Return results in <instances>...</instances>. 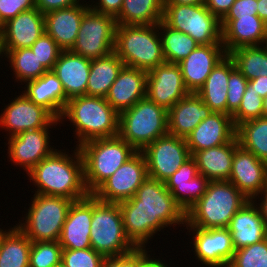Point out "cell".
Segmentation results:
<instances>
[{"mask_svg":"<svg viewBox=\"0 0 267 267\" xmlns=\"http://www.w3.org/2000/svg\"><path fill=\"white\" fill-rule=\"evenodd\" d=\"M118 204L125 235L136 248H146L149 240L166 227L186 225V213L176 203L165 182L149 177L134 197Z\"/></svg>","mask_w":267,"mask_h":267,"instance_id":"obj_1","label":"cell"},{"mask_svg":"<svg viewBox=\"0 0 267 267\" xmlns=\"http://www.w3.org/2000/svg\"><path fill=\"white\" fill-rule=\"evenodd\" d=\"M65 151V152H64ZM56 149L28 173L29 182L37 188L34 194L65 197L77 201L87 197L83 160L78 147L73 153Z\"/></svg>","mask_w":267,"mask_h":267,"instance_id":"obj_2","label":"cell"},{"mask_svg":"<svg viewBox=\"0 0 267 267\" xmlns=\"http://www.w3.org/2000/svg\"><path fill=\"white\" fill-rule=\"evenodd\" d=\"M66 119L75 127L76 147L119 132V113L103 97L82 95L68 99L59 121L63 124Z\"/></svg>","mask_w":267,"mask_h":267,"instance_id":"obj_3","label":"cell"},{"mask_svg":"<svg viewBox=\"0 0 267 267\" xmlns=\"http://www.w3.org/2000/svg\"><path fill=\"white\" fill-rule=\"evenodd\" d=\"M249 199L229 181H209L205 194L187 211L186 227L227 228Z\"/></svg>","mask_w":267,"mask_h":267,"instance_id":"obj_4","label":"cell"},{"mask_svg":"<svg viewBox=\"0 0 267 267\" xmlns=\"http://www.w3.org/2000/svg\"><path fill=\"white\" fill-rule=\"evenodd\" d=\"M114 52L125 66L147 72L166 62L158 24L117 25Z\"/></svg>","mask_w":267,"mask_h":267,"instance_id":"obj_5","label":"cell"},{"mask_svg":"<svg viewBox=\"0 0 267 267\" xmlns=\"http://www.w3.org/2000/svg\"><path fill=\"white\" fill-rule=\"evenodd\" d=\"M87 191L92 194L137 151L119 135L94 139L78 147Z\"/></svg>","mask_w":267,"mask_h":267,"instance_id":"obj_6","label":"cell"},{"mask_svg":"<svg viewBox=\"0 0 267 267\" xmlns=\"http://www.w3.org/2000/svg\"><path fill=\"white\" fill-rule=\"evenodd\" d=\"M168 133V110L147 96L119 113L118 135L136 151H142Z\"/></svg>","mask_w":267,"mask_h":267,"instance_id":"obj_7","label":"cell"},{"mask_svg":"<svg viewBox=\"0 0 267 267\" xmlns=\"http://www.w3.org/2000/svg\"><path fill=\"white\" fill-rule=\"evenodd\" d=\"M91 248L104 257L131 253L136 247L126 237L118 203L104 202L92 194Z\"/></svg>","mask_w":267,"mask_h":267,"instance_id":"obj_8","label":"cell"},{"mask_svg":"<svg viewBox=\"0 0 267 267\" xmlns=\"http://www.w3.org/2000/svg\"><path fill=\"white\" fill-rule=\"evenodd\" d=\"M17 227L32 241H58L73 202L65 197L34 194ZM25 220V221H24ZM23 222V223H22Z\"/></svg>","mask_w":267,"mask_h":267,"instance_id":"obj_9","label":"cell"},{"mask_svg":"<svg viewBox=\"0 0 267 267\" xmlns=\"http://www.w3.org/2000/svg\"><path fill=\"white\" fill-rule=\"evenodd\" d=\"M163 21L191 36L198 45H223L221 21L204 4H164Z\"/></svg>","mask_w":267,"mask_h":267,"instance_id":"obj_10","label":"cell"},{"mask_svg":"<svg viewBox=\"0 0 267 267\" xmlns=\"http://www.w3.org/2000/svg\"><path fill=\"white\" fill-rule=\"evenodd\" d=\"M115 17L89 8L83 15L76 42L71 52L94 60L114 51Z\"/></svg>","mask_w":267,"mask_h":267,"instance_id":"obj_11","label":"cell"},{"mask_svg":"<svg viewBox=\"0 0 267 267\" xmlns=\"http://www.w3.org/2000/svg\"><path fill=\"white\" fill-rule=\"evenodd\" d=\"M149 178L165 182L191 157L185 138L167 134L142 151Z\"/></svg>","mask_w":267,"mask_h":267,"instance_id":"obj_12","label":"cell"},{"mask_svg":"<svg viewBox=\"0 0 267 267\" xmlns=\"http://www.w3.org/2000/svg\"><path fill=\"white\" fill-rule=\"evenodd\" d=\"M147 177L145 157L141 151H137L92 194L104 202L120 203L134 197Z\"/></svg>","mask_w":267,"mask_h":267,"instance_id":"obj_13","label":"cell"},{"mask_svg":"<svg viewBox=\"0 0 267 267\" xmlns=\"http://www.w3.org/2000/svg\"><path fill=\"white\" fill-rule=\"evenodd\" d=\"M58 123L60 125V121L55 118L47 127L27 130L8 137L7 154L13 165L23 167L27 174L41 160L49 156L55 150L54 145L53 147L50 145L52 143H50L49 129L56 128Z\"/></svg>","mask_w":267,"mask_h":267,"instance_id":"obj_14","label":"cell"},{"mask_svg":"<svg viewBox=\"0 0 267 267\" xmlns=\"http://www.w3.org/2000/svg\"><path fill=\"white\" fill-rule=\"evenodd\" d=\"M185 229L188 230V235H192L189 243L193 246L191 251L194 249L197 261L207 267H228L235 249L231 233L227 228L186 227Z\"/></svg>","mask_w":267,"mask_h":267,"instance_id":"obj_15","label":"cell"},{"mask_svg":"<svg viewBox=\"0 0 267 267\" xmlns=\"http://www.w3.org/2000/svg\"><path fill=\"white\" fill-rule=\"evenodd\" d=\"M0 116V127L9 135L47 127L55 117L44 107L33 103L23 92L5 105Z\"/></svg>","mask_w":267,"mask_h":267,"instance_id":"obj_16","label":"cell"},{"mask_svg":"<svg viewBox=\"0 0 267 267\" xmlns=\"http://www.w3.org/2000/svg\"><path fill=\"white\" fill-rule=\"evenodd\" d=\"M188 94L178 64L165 62L147 72L146 96L166 110Z\"/></svg>","mask_w":267,"mask_h":267,"instance_id":"obj_17","label":"cell"},{"mask_svg":"<svg viewBox=\"0 0 267 267\" xmlns=\"http://www.w3.org/2000/svg\"><path fill=\"white\" fill-rule=\"evenodd\" d=\"M228 181L249 200H254L267 186V163L239 145L234 152Z\"/></svg>","mask_w":267,"mask_h":267,"instance_id":"obj_18","label":"cell"},{"mask_svg":"<svg viewBox=\"0 0 267 267\" xmlns=\"http://www.w3.org/2000/svg\"><path fill=\"white\" fill-rule=\"evenodd\" d=\"M208 183L209 180L199 174L192 156L165 181L166 188L185 213L205 194Z\"/></svg>","mask_w":267,"mask_h":267,"instance_id":"obj_19","label":"cell"},{"mask_svg":"<svg viewBox=\"0 0 267 267\" xmlns=\"http://www.w3.org/2000/svg\"><path fill=\"white\" fill-rule=\"evenodd\" d=\"M44 14L37 8L19 13L5 23L1 36L4 54L8 50L31 47L43 34Z\"/></svg>","mask_w":267,"mask_h":267,"instance_id":"obj_20","label":"cell"},{"mask_svg":"<svg viewBox=\"0 0 267 267\" xmlns=\"http://www.w3.org/2000/svg\"><path fill=\"white\" fill-rule=\"evenodd\" d=\"M226 55L224 45H199L180 61L178 65L187 90L196 93Z\"/></svg>","mask_w":267,"mask_h":267,"instance_id":"obj_21","label":"cell"},{"mask_svg":"<svg viewBox=\"0 0 267 267\" xmlns=\"http://www.w3.org/2000/svg\"><path fill=\"white\" fill-rule=\"evenodd\" d=\"M235 137L232 116L212 112L185 139L192 156L195 152L229 143Z\"/></svg>","mask_w":267,"mask_h":267,"instance_id":"obj_22","label":"cell"},{"mask_svg":"<svg viewBox=\"0 0 267 267\" xmlns=\"http://www.w3.org/2000/svg\"><path fill=\"white\" fill-rule=\"evenodd\" d=\"M92 194L73 201L58 240L62 249L91 248Z\"/></svg>","mask_w":267,"mask_h":267,"instance_id":"obj_23","label":"cell"},{"mask_svg":"<svg viewBox=\"0 0 267 267\" xmlns=\"http://www.w3.org/2000/svg\"><path fill=\"white\" fill-rule=\"evenodd\" d=\"M68 8L52 10L44 14V27L47 33L63 51L74 46L84 13L90 8L89 2ZM88 3V4H87Z\"/></svg>","mask_w":267,"mask_h":267,"instance_id":"obj_24","label":"cell"},{"mask_svg":"<svg viewBox=\"0 0 267 267\" xmlns=\"http://www.w3.org/2000/svg\"><path fill=\"white\" fill-rule=\"evenodd\" d=\"M221 29L227 54L240 47L265 45L267 38V24L259 17L222 19Z\"/></svg>","mask_w":267,"mask_h":267,"instance_id":"obj_25","label":"cell"},{"mask_svg":"<svg viewBox=\"0 0 267 267\" xmlns=\"http://www.w3.org/2000/svg\"><path fill=\"white\" fill-rule=\"evenodd\" d=\"M147 71L123 66L105 99L118 113L146 97Z\"/></svg>","mask_w":267,"mask_h":267,"instance_id":"obj_26","label":"cell"},{"mask_svg":"<svg viewBox=\"0 0 267 267\" xmlns=\"http://www.w3.org/2000/svg\"><path fill=\"white\" fill-rule=\"evenodd\" d=\"M235 250L259 243L267 238L261 211L254 200L247 201L232 217L227 227Z\"/></svg>","mask_w":267,"mask_h":267,"instance_id":"obj_27","label":"cell"},{"mask_svg":"<svg viewBox=\"0 0 267 267\" xmlns=\"http://www.w3.org/2000/svg\"><path fill=\"white\" fill-rule=\"evenodd\" d=\"M212 112L196 93H190L168 110V133L186 138Z\"/></svg>","mask_w":267,"mask_h":267,"instance_id":"obj_28","label":"cell"},{"mask_svg":"<svg viewBox=\"0 0 267 267\" xmlns=\"http://www.w3.org/2000/svg\"><path fill=\"white\" fill-rule=\"evenodd\" d=\"M23 92L33 103L47 109L56 119H60L68 98L62 83L53 70L41 77L25 83Z\"/></svg>","mask_w":267,"mask_h":267,"instance_id":"obj_29","label":"cell"},{"mask_svg":"<svg viewBox=\"0 0 267 267\" xmlns=\"http://www.w3.org/2000/svg\"><path fill=\"white\" fill-rule=\"evenodd\" d=\"M91 60L69 51H62L53 72L62 83L65 96L70 99L86 95Z\"/></svg>","mask_w":267,"mask_h":267,"instance_id":"obj_30","label":"cell"},{"mask_svg":"<svg viewBox=\"0 0 267 267\" xmlns=\"http://www.w3.org/2000/svg\"><path fill=\"white\" fill-rule=\"evenodd\" d=\"M238 146L235 137L229 143L195 152L192 157L196 161L199 174L209 181H228L234 152Z\"/></svg>","mask_w":267,"mask_h":267,"instance_id":"obj_31","label":"cell"},{"mask_svg":"<svg viewBox=\"0 0 267 267\" xmlns=\"http://www.w3.org/2000/svg\"><path fill=\"white\" fill-rule=\"evenodd\" d=\"M235 68L234 61L227 54L217 63L204 85L196 92L213 112L227 114L228 79Z\"/></svg>","mask_w":267,"mask_h":267,"instance_id":"obj_32","label":"cell"},{"mask_svg":"<svg viewBox=\"0 0 267 267\" xmlns=\"http://www.w3.org/2000/svg\"><path fill=\"white\" fill-rule=\"evenodd\" d=\"M123 66L124 63L114 51L91 60L86 96L105 98Z\"/></svg>","mask_w":267,"mask_h":267,"instance_id":"obj_33","label":"cell"},{"mask_svg":"<svg viewBox=\"0 0 267 267\" xmlns=\"http://www.w3.org/2000/svg\"><path fill=\"white\" fill-rule=\"evenodd\" d=\"M164 0H123L117 25H156L163 20Z\"/></svg>","mask_w":267,"mask_h":267,"instance_id":"obj_34","label":"cell"},{"mask_svg":"<svg viewBox=\"0 0 267 267\" xmlns=\"http://www.w3.org/2000/svg\"><path fill=\"white\" fill-rule=\"evenodd\" d=\"M31 244L32 241L13 225L0 245V267H29Z\"/></svg>","mask_w":267,"mask_h":267,"instance_id":"obj_35","label":"cell"},{"mask_svg":"<svg viewBox=\"0 0 267 267\" xmlns=\"http://www.w3.org/2000/svg\"><path fill=\"white\" fill-rule=\"evenodd\" d=\"M239 145L267 163V118L260 117L236 127Z\"/></svg>","mask_w":267,"mask_h":267,"instance_id":"obj_36","label":"cell"},{"mask_svg":"<svg viewBox=\"0 0 267 267\" xmlns=\"http://www.w3.org/2000/svg\"><path fill=\"white\" fill-rule=\"evenodd\" d=\"M162 50L165 61L178 64L197 46V42L189 35L170 28L163 20L158 23Z\"/></svg>","mask_w":267,"mask_h":267,"instance_id":"obj_37","label":"cell"},{"mask_svg":"<svg viewBox=\"0 0 267 267\" xmlns=\"http://www.w3.org/2000/svg\"><path fill=\"white\" fill-rule=\"evenodd\" d=\"M248 81L267 76V46L240 47L228 54Z\"/></svg>","mask_w":267,"mask_h":267,"instance_id":"obj_38","label":"cell"},{"mask_svg":"<svg viewBox=\"0 0 267 267\" xmlns=\"http://www.w3.org/2000/svg\"><path fill=\"white\" fill-rule=\"evenodd\" d=\"M5 57L7 62L9 61V68L11 67V71H13L15 81H19L18 84L23 82L22 85H24L28 81L38 79L48 71L30 47L8 50Z\"/></svg>","mask_w":267,"mask_h":267,"instance_id":"obj_39","label":"cell"},{"mask_svg":"<svg viewBox=\"0 0 267 267\" xmlns=\"http://www.w3.org/2000/svg\"><path fill=\"white\" fill-rule=\"evenodd\" d=\"M61 258L62 246L58 241L32 242L29 267H55Z\"/></svg>","mask_w":267,"mask_h":267,"instance_id":"obj_40","label":"cell"},{"mask_svg":"<svg viewBox=\"0 0 267 267\" xmlns=\"http://www.w3.org/2000/svg\"><path fill=\"white\" fill-rule=\"evenodd\" d=\"M228 267H267V238L235 250Z\"/></svg>","mask_w":267,"mask_h":267,"instance_id":"obj_41","label":"cell"},{"mask_svg":"<svg viewBox=\"0 0 267 267\" xmlns=\"http://www.w3.org/2000/svg\"><path fill=\"white\" fill-rule=\"evenodd\" d=\"M262 106L263 98L248 83L239 108L231 115L235 127L245 121L262 117Z\"/></svg>","mask_w":267,"mask_h":267,"instance_id":"obj_42","label":"cell"},{"mask_svg":"<svg viewBox=\"0 0 267 267\" xmlns=\"http://www.w3.org/2000/svg\"><path fill=\"white\" fill-rule=\"evenodd\" d=\"M104 258L92 248L62 249L61 261L66 267H101Z\"/></svg>","mask_w":267,"mask_h":267,"instance_id":"obj_43","label":"cell"},{"mask_svg":"<svg viewBox=\"0 0 267 267\" xmlns=\"http://www.w3.org/2000/svg\"><path fill=\"white\" fill-rule=\"evenodd\" d=\"M30 48L47 70H53L63 51L47 33H44Z\"/></svg>","mask_w":267,"mask_h":267,"instance_id":"obj_44","label":"cell"},{"mask_svg":"<svg viewBox=\"0 0 267 267\" xmlns=\"http://www.w3.org/2000/svg\"><path fill=\"white\" fill-rule=\"evenodd\" d=\"M247 84L248 80L237 68L229 74L227 115H232L239 108Z\"/></svg>","mask_w":267,"mask_h":267,"instance_id":"obj_45","label":"cell"},{"mask_svg":"<svg viewBox=\"0 0 267 267\" xmlns=\"http://www.w3.org/2000/svg\"><path fill=\"white\" fill-rule=\"evenodd\" d=\"M36 8L35 0H0V16L4 23L19 13Z\"/></svg>","mask_w":267,"mask_h":267,"instance_id":"obj_46","label":"cell"},{"mask_svg":"<svg viewBox=\"0 0 267 267\" xmlns=\"http://www.w3.org/2000/svg\"><path fill=\"white\" fill-rule=\"evenodd\" d=\"M257 0H236L223 19H239V17H258Z\"/></svg>","mask_w":267,"mask_h":267,"instance_id":"obj_47","label":"cell"},{"mask_svg":"<svg viewBox=\"0 0 267 267\" xmlns=\"http://www.w3.org/2000/svg\"><path fill=\"white\" fill-rule=\"evenodd\" d=\"M101 267H138V248L118 257H105Z\"/></svg>","mask_w":267,"mask_h":267,"instance_id":"obj_48","label":"cell"},{"mask_svg":"<svg viewBox=\"0 0 267 267\" xmlns=\"http://www.w3.org/2000/svg\"><path fill=\"white\" fill-rule=\"evenodd\" d=\"M95 1L93 3H89V6L92 10L98 13L112 15L113 17H116L120 13L123 3V0H95Z\"/></svg>","mask_w":267,"mask_h":267,"instance_id":"obj_49","label":"cell"},{"mask_svg":"<svg viewBox=\"0 0 267 267\" xmlns=\"http://www.w3.org/2000/svg\"><path fill=\"white\" fill-rule=\"evenodd\" d=\"M80 3L79 0H35L36 8L43 14L52 10L68 8Z\"/></svg>","mask_w":267,"mask_h":267,"instance_id":"obj_50","label":"cell"},{"mask_svg":"<svg viewBox=\"0 0 267 267\" xmlns=\"http://www.w3.org/2000/svg\"><path fill=\"white\" fill-rule=\"evenodd\" d=\"M236 0H205L206 8L220 21L226 16Z\"/></svg>","mask_w":267,"mask_h":267,"instance_id":"obj_51","label":"cell"},{"mask_svg":"<svg viewBox=\"0 0 267 267\" xmlns=\"http://www.w3.org/2000/svg\"><path fill=\"white\" fill-rule=\"evenodd\" d=\"M146 249L149 248H138V267H170L171 265H168L165 263V260H161L159 257L154 258L151 255L148 254L149 252H152L151 250L147 251ZM152 256V257H151Z\"/></svg>","mask_w":267,"mask_h":267,"instance_id":"obj_52","label":"cell"},{"mask_svg":"<svg viewBox=\"0 0 267 267\" xmlns=\"http://www.w3.org/2000/svg\"><path fill=\"white\" fill-rule=\"evenodd\" d=\"M252 86V90L258 93L261 98L267 96V76H259L253 80L248 81Z\"/></svg>","mask_w":267,"mask_h":267,"instance_id":"obj_53","label":"cell"},{"mask_svg":"<svg viewBox=\"0 0 267 267\" xmlns=\"http://www.w3.org/2000/svg\"><path fill=\"white\" fill-rule=\"evenodd\" d=\"M260 195L262 196L260 198ZM258 199V203H257ZM260 199V200H259ZM262 214V219L267 229V186L260 192V194L254 199ZM261 201V202H259Z\"/></svg>","mask_w":267,"mask_h":267,"instance_id":"obj_54","label":"cell"},{"mask_svg":"<svg viewBox=\"0 0 267 267\" xmlns=\"http://www.w3.org/2000/svg\"><path fill=\"white\" fill-rule=\"evenodd\" d=\"M257 16L267 24V0H257Z\"/></svg>","mask_w":267,"mask_h":267,"instance_id":"obj_55","label":"cell"},{"mask_svg":"<svg viewBox=\"0 0 267 267\" xmlns=\"http://www.w3.org/2000/svg\"><path fill=\"white\" fill-rule=\"evenodd\" d=\"M205 0H164V4H180V5H199L204 4Z\"/></svg>","mask_w":267,"mask_h":267,"instance_id":"obj_56","label":"cell"},{"mask_svg":"<svg viewBox=\"0 0 267 267\" xmlns=\"http://www.w3.org/2000/svg\"><path fill=\"white\" fill-rule=\"evenodd\" d=\"M262 117L267 118V96L263 99Z\"/></svg>","mask_w":267,"mask_h":267,"instance_id":"obj_57","label":"cell"},{"mask_svg":"<svg viewBox=\"0 0 267 267\" xmlns=\"http://www.w3.org/2000/svg\"><path fill=\"white\" fill-rule=\"evenodd\" d=\"M4 230H5V229L0 228V245H1V242H2L3 238L5 237V235L7 234V232H8L10 229L8 228V229H6L5 231H4Z\"/></svg>","mask_w":267,"mask_h":267,"instance_id":"obj_58","label":"cell"},{"mask_svg":"<svg viewBox=\"0 0 267 267\" xmlns=\"http://www.w3.org/2000/svg\"><path fill=\"white\" fill-rule=\"evenodd\" d=\"M4 58V59H6L5 58V54H4V52H3V45H2V42H1V36H0V58Z\"/></svg>","mask_w":267,"mask_h":267,"instance_id":"obj_59","label":"cell"},{"mask_svg":"<svg viewBox=\"0 0 267 267\" xmlns=\"http://www.w3.org/2000/svg\"><path fill=\"white\" fill-rule=\"evenodd\" d=\"M4 26H5V23L2 21L1 16H0V35L3 32Z\"/></svg>","mask_w":267,"mask_h":267,"instance_id":"obj_60","label":"cell"},{"mask_svg":"<svg viewBox=\"0 0 267 267\" xmlns=\"http://www.w3.org/2000/svg\"><path fill=\"white\" fill-rule=\"evenodd\" d=\"M55 267H66L63 263H62V261L59 263V264H57Z\"/></svg>","mask_w":267,"mask_h":267,"instance_id":"obj_61","label":"cell"}]
</instances>
